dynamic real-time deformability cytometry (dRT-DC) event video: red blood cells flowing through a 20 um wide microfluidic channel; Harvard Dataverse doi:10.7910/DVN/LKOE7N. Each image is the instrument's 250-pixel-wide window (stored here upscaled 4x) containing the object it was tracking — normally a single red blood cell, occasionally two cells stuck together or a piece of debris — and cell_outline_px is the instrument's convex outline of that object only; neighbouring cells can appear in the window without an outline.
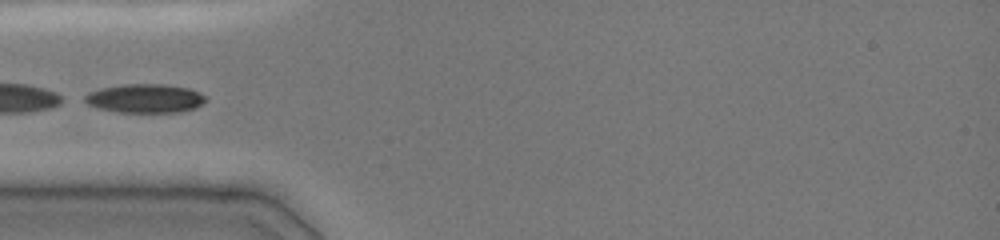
{"species": "common noctule bat (a hibernating species)", "species_latin": "Nyctalus noctula", "temperature_condition": "cold", "stored_images_in_passage": 12, "camera_frame_rate_fps": 3000, "um_per_image_px": 0.085, "animal": {"sex": "female", "body_mass_g": 19.0, "forearm_length_mm": 51.5}, "frame": {"image": 1, "passage_image": 7, "time_ms": 4.667, "image_size_px": [1000, 240], "cell_outline_px": [[208, 100], [196, 108], [180, 112], [116, 112], [96, 108], [88, 104], [84, 100], [84, 96], [88, 92], [100, 88], [124, 84], [164, 84], [188, 88], [204, 96]], "centroid_in_image_um": [12.3, 8.37], "position_along_channel_um": 72.7, "area_um2": 20.4}}
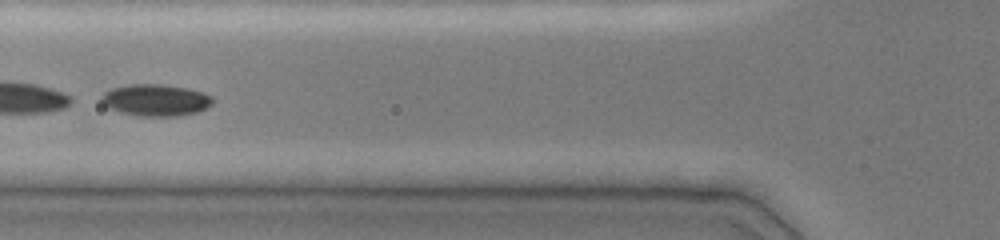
{"frame": {"image": 2, "passage_image": 9, "time_ms": 5.667, "image_size_px": [1000, 240], "cell_outline_px": [[216, 100], [212, 104], [196, 112], [176, 116], [136, 116], [120, 112], [108, 108], [100, 100], [100, 96], [104, 92], [112, 88], [132, 84], [156, 84], [188, 88], [204, 92], [212, 96]], "centroid_in_image_um": [13.23, 8.51], "position_along_channel_um": 112.6, "area_um2": 20.69}}